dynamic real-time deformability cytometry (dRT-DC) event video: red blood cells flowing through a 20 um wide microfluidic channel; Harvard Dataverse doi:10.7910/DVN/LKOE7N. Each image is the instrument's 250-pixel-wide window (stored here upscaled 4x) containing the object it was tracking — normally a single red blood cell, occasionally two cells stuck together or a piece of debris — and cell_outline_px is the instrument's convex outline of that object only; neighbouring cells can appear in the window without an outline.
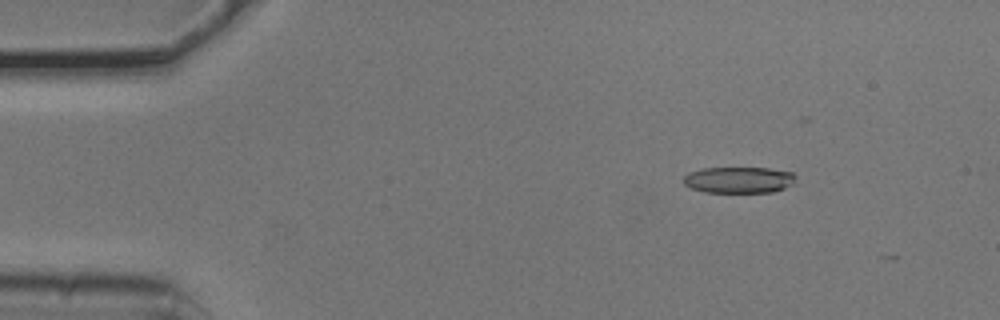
{"species": "common noctule bat (a hibernating species)", "species_latin": "Nyctalus noctula", "temperature_condition": "cold", "stored_images_in_passage": 5, "camera_frame_rate_fps": 3000, "um_per_image_px": 0.085, "animal": {"sex": "male", "body_mass_g": 20.5, "forearm_length_mm": 52.5}, "frame": {"image": 1, "passage_image": 2, "time_ms": 0.333, "image_size_px": [1000, 320], "cell_outline_px": [[796, 176], [792, 184], [784, 188], [772, 192], [704, 192], [692, 188], [684, 184], [684, 176], [688, 172], [700, 168], [768, 168], [792, 172]], "centroid_in_image_um": [62.78, 15.28], "position_along_channel_um": 22.2, "area_um2": 17.17}}